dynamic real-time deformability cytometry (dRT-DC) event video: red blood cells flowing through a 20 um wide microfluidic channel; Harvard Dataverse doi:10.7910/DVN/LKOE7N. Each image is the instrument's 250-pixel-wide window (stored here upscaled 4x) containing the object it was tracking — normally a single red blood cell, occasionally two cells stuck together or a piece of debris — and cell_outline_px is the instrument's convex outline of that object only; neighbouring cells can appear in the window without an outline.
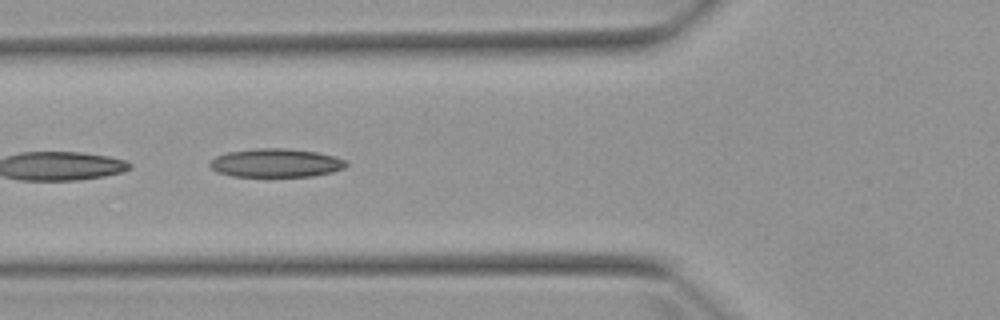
{"species": "Egyptian fruit bat (a non-hibernating species)", "species_latin": "Rousettus aegyptiacus", "temperature_condition": "warm", "stored_images_in_passage": 6, "camera_frame_rate_fps": 3000, "um_per_image_px": 0.085, "animal": {"sex": "female"}, "frame": {"image": 1, "passage_image": 4, "time_ms": 3.667, "image_size_px": [1000, 320], "cell_outline_px": [[348, 164], [344, 168], [332, 172], [312, 176], [232, 176], [216, 172], [208, 164], [216, 156], [228, 152], [256, 148], [284, 148], [316, 152], [332, 156], [344, 160]], "centroid_in_image_um": [23.43, 13.85], "position_along_channel_um": 102.4, "area_um2": 22.48}}
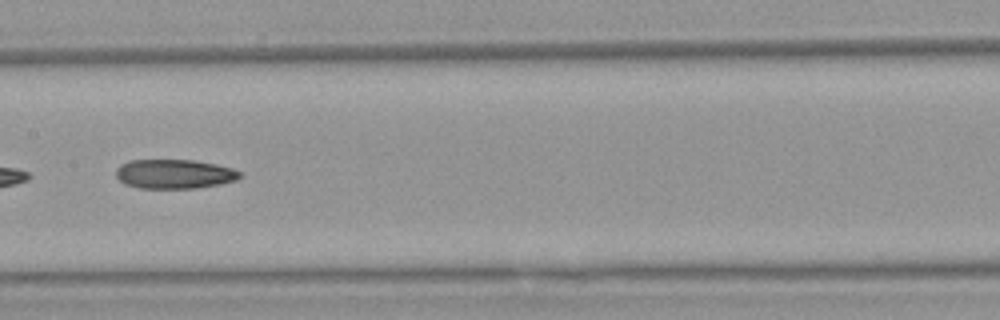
{"frame": {"image": 2, "passage_image": 6, "time_ms": 6.0, "image_size_px": [1000, 320], "cell_outline_px": [[244, 176], [236, 180], [220, 184], [196, 188], [140, 188], [124, 184], [116, 176], [116, 168], [120, 164], [128, 160], [192, 160], [216, 164], [232, 168], [240, 172]], "centroid_in_image_um": [14.82, 14.79], "position_along_channel_um": 192.6, "area_um2": 21.27}}